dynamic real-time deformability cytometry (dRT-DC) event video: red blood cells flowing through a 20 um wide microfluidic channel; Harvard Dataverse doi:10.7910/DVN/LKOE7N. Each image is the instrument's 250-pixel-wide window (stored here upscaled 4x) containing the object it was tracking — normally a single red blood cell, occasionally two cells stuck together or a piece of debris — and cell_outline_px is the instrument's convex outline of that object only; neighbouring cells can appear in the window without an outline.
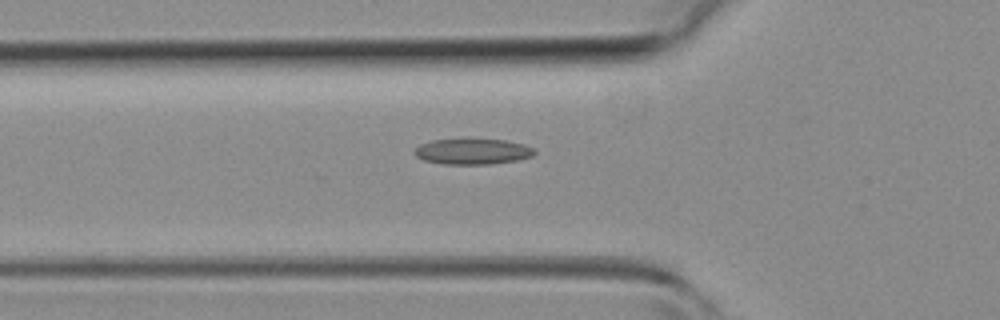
{"species": "common noctule bat (a hibernating species)", "species_latin": "Nyctalus noctula", "temperature_condition": "room temperature", "stored_images_in_passage": 35, "camera_frame_rate_fps": 3000, "um_per_image_px": 0.085, "animal": {"sex": "female", "body_mass_g": 19.3, "forearm_length_mm": 54.1}, "frame": {"image": 1, "passage_image": 6, "time_ms": 1.667, "image_size_px": [1000, 320], "cell_outline_px": [[536, 152], [532, 156], [516, 160], [492, 164], [444, 164], [424, 160], [416, 156], [412, 152], [420, 144], [432, 140], [504, 140], [524, 144], [532, 148]], "centroid_in_image_um": [40.15, 12.89], "position_along_channel_um": 85.6, "area_um2": 17.69}}
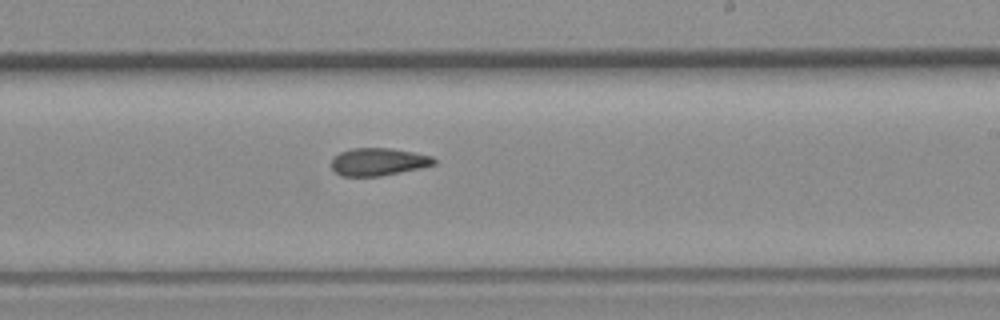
{"frame": {"image": 2, "passage_image": 17, "time_ms": 5.333, "image_size_px": [1000, 320], "cell_outline_px": [[436, 164], [420, 168], [380, 176], [340, 176], [332, 168], [332, 160], [340, 152], [352, 148], [388, 148], [412, 152], [432, 156], [436, 160]], "centroid_in_image_um": [32.16, 13.75], "position_along_channel_um": 256.8, "area_um2": 16.36}}
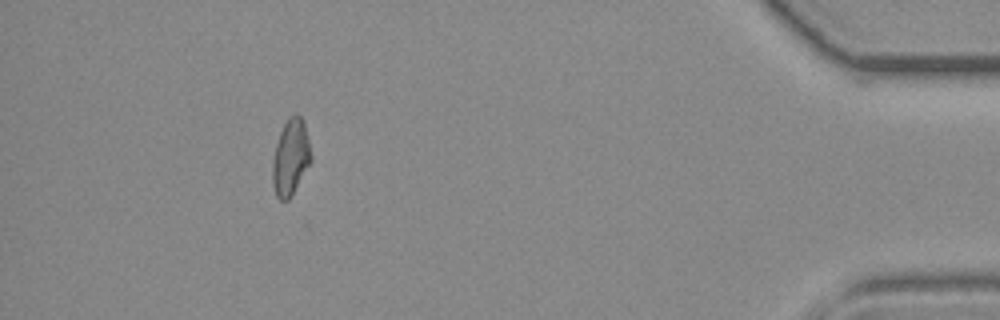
{"frame": {"image": 3, "passage_image": 31, "time_ms": 10.0, "image_size_px": [1000, 320], "cell_outline_px": [[312, 160], [288, 200], [280, 200], [276, 196], [272, 180], [272, 160], [276, 144], [280, 132], [288, 116], [296, 112], [300, 116], [304, 124], [312, 156]], "centroid_in_image_um": [24.69, 13.35], "position_along_channel_um": 410.5, "area_um2": 16.94}}